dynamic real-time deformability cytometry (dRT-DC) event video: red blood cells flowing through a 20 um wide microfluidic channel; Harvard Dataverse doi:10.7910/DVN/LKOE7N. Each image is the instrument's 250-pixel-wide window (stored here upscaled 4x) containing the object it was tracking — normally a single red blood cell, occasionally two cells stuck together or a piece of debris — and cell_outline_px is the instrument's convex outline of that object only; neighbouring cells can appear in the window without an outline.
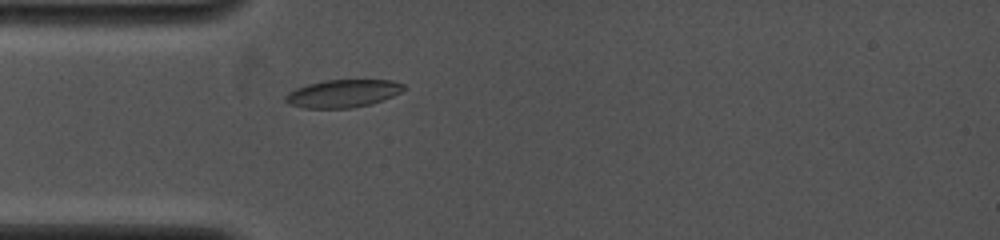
{"species": "common noctule bat (a hibernating species)", "species_latin": "Nyctalus noctula", "temperature_condition": "cold", "stored_images_in_passage": 6, "camera_frame_rate_fps": 4000, "um_per_image_px": 0.085, "animal": {"sex": "female", "body_mass_g": 19.0, "forearm_length_mm": 53.3}, "frame": {"image": 1, "passage_image": 6, "time_ms": 2.5, "image_size_px": [1000, 240], "cell_outline_px": [[408, 88], [384, 100], [372, 104], [352, 108], [304, 108], [288, 104], [284, 100], [284, 96], [288, 92], [296, 88], [308, 84], [324, 80], [392, 80], [404, 84]], "centroid_in_image_um": [29.15, 7.95], "position_along_channel_um": 55.8, "area_um2": 19.36}}